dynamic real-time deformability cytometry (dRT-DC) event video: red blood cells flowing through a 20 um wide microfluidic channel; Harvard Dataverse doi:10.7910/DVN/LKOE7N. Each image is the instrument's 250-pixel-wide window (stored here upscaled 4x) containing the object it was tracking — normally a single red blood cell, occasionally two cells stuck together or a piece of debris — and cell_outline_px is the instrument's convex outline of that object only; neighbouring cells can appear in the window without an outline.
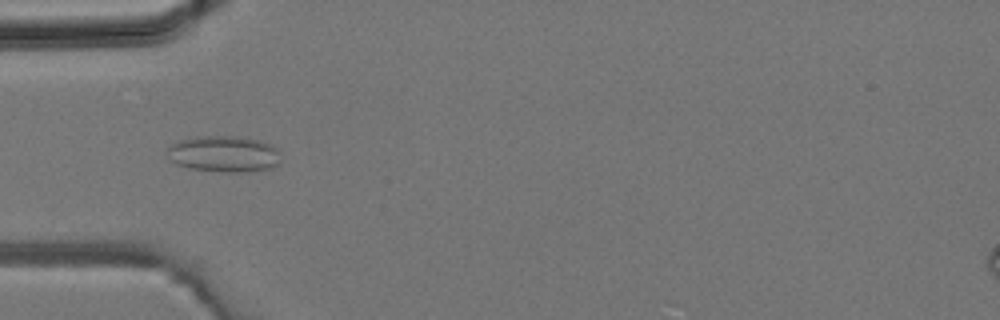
{"species": "common noctule bat (a hibernating species)", "species_latin": "Nyctalus noctula", "temperature_condition": "room temperature", "stored_images_in_passage": 34, "camera_frame_rate_fps": 3000, "um_per_image_px": 0.085, "animal": {"sex": "male", "body_mass_g": 19.2, "forearm_length_mm": 51.8}, "frame": {"image": 1, "passage_image": 8, "time_ms": 2.333, "image_size_px": [1000, 320], "cell_outline_px": [[280, 164], [272, 168], [248, 172], [224, 172], [188, 168], [176, 164], [168, 160], [168, 148], [172, 144], [180, 140], [196, 136], [236, 136], [256, 140], [272, 144], [280, 152]], "centroid_in_image_um": [19.05, 13.09], "position_along_channel_um": 66.0, "area_um2": 24.28}}
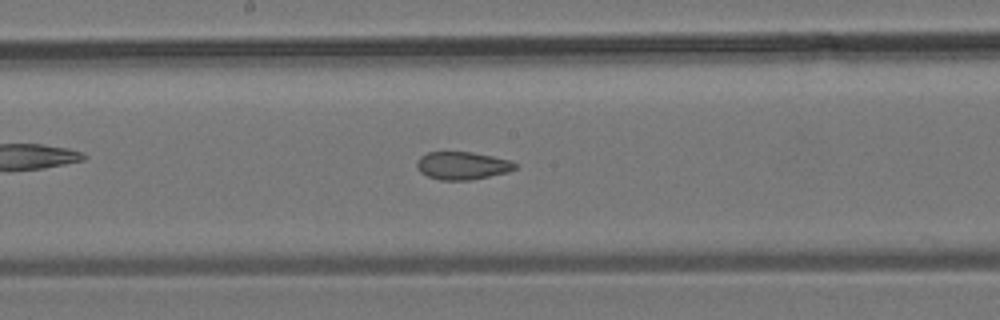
{"frame": {"image": 2, "passage_image": 16, "time_ms": 5.0, "image_size_px": [1000, 320], "cell_outline_px": [[516, 168], [508, 172], [472, 180], [440, 180], [428, 176], [420, 172], [416, 168], [416, 164], [420, 156], [428, 152], [472, 152], [512, 160], [516, 164]], "centroid_in_image_um": [39.3, 14.08], "position_along_channel_um": 208.9, "area_um2": 16.01}}
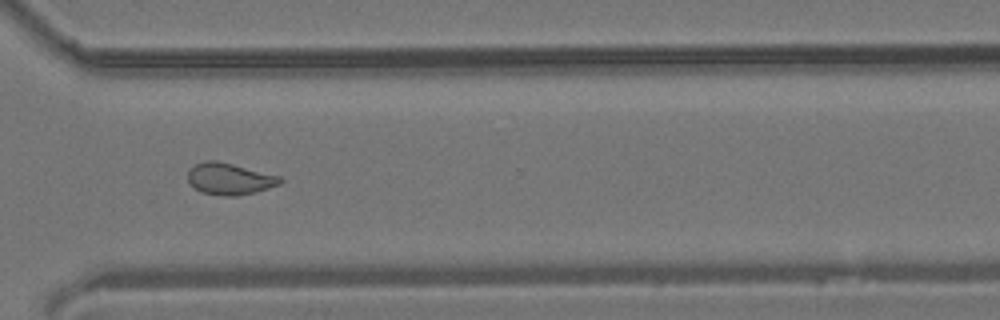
{"frame": {"image": 3, "passage_image": 24, "time_ms": 7.667, "image_size_px": [1000, 320], "cell_outline_px": [[284, 180], [280, 184], [256, 192], [236, 196], [220, 196], [200, 192], [188, 180], [188, 168], [204, 160], [216, 160], [280, 176]], "centroid_in_image_um": [19.5, 15.2], "position_along_channel_um": 351.1, "area_um2": 17.05}}